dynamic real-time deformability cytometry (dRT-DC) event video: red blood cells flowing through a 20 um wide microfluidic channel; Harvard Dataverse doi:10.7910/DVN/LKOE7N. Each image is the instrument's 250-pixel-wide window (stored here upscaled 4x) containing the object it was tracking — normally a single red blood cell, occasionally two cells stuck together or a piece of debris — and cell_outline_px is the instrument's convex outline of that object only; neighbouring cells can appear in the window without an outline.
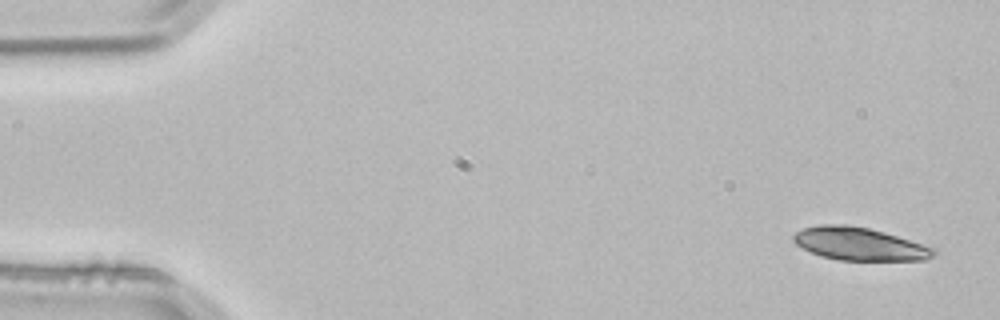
{"species": "common noctule bat (a hibernating species)", "species_latin": "Nyctalus noctula", "temperature_condition": "room temperature", "stored_images_in_passage": 3, "camera_frame_rate_fps": 3000, "um_per_image_px": 0.085, "animal": {"sex": "male", "body_mass_g": 21.5, "forearm_length_mm": 52.0}, "frame": {"image": 1, "passage_image": 1, "time_ms": 0.0, "image_size_px": [1000, 320], "cell_outline_px": [[936, 252], [932, 256], [924, 260], [840, 260], [820, 256], [796, 244], [792, 240], [792, 236], [796, 232], [804, 228], [820, 224], [848, 224], [868, 228], [884, 232], [936, 248]], "centroid_in_image_um": [73.04, 20.72], "position_along_channel_um": 12.0, "area_um2": 26.76}}